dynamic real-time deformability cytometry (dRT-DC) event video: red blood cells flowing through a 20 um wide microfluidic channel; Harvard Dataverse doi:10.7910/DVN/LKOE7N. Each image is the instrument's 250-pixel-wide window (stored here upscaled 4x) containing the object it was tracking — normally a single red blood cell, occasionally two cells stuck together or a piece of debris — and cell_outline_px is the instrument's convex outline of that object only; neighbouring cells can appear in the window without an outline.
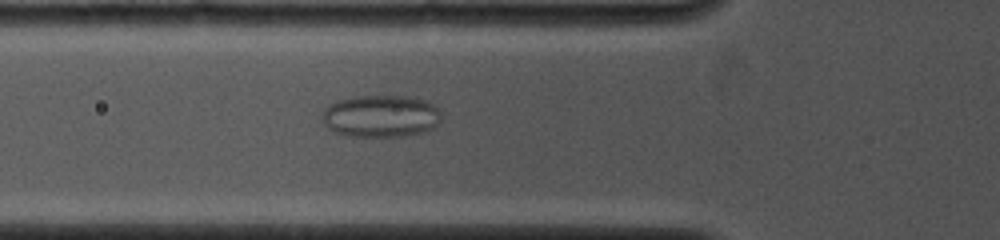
{"species": "common noctule bat (a hibernating species)", "species_latin": "Nyctalus noctula", "temperature_condition": "cold", "stored_images_in_passage": 17, "camera_frame_rate_fps": 4000, "um_per_image_px": 0.085, "animal": {"sex": "female", "body_mass_g": 19.0, "forearm_length_mm": 53.3}, "frame": {"image": 1, "passage_image": 17, "time_ms": 5.75, "image_size_px": [1000, 240], "cell_outline_px": [[440, 124], [432, 128], [420, 132], [404, 136], [348, 136], [336, 132], [328, 128], [324, 124], [320, 116], [324, 108], [328, 104], [336, 100], [356, 96], [416, 96], [428, 100], [440, 108]], "centroid_in_image_um": [32.37, 9.84], "position_along_channel_um": 93.4, "area_um2": 29.82}}